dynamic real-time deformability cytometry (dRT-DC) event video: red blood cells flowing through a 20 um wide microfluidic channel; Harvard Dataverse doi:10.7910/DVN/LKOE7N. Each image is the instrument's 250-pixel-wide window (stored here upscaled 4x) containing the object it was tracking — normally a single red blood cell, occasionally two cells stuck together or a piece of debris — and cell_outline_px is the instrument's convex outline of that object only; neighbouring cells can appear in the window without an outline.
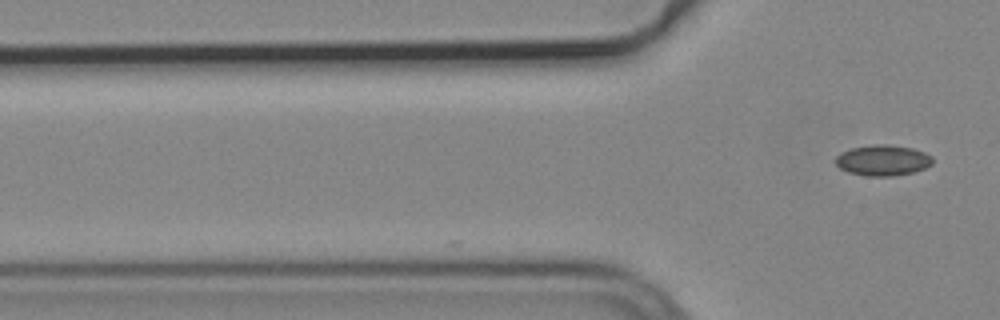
{"species": "common noctule bat (a hibernating species)", "species_latin": "Nyctalus noctula", "temperature_condition": "cold", "stored_images_in_passage": 3, "camera_frame_rate_fps": 3000, "um_per_image_px": 0.085, "animal": {"sex": "male", "body_mass_g": 19.2, "forearm_length_mm": 51.8}, "frame": {"image": 1, "passage_image": 3, "time_ms": 0.667, "image_size_px": [1000, 320], "cell_outline_px": [[932, 164], [924, 168], [912, 172], [892, 176], [864, 176], [848, 172], [840, 168], [836, 164], [836, 156], [840, 152], [852, 148], [872, 144], [888, 144], [912, 148], [924, 152], [932, 156]], "centroid_in_image_um": [75.02, 13.62], "position_along_channel_um": 50.8, "area_um2": 17.4}}